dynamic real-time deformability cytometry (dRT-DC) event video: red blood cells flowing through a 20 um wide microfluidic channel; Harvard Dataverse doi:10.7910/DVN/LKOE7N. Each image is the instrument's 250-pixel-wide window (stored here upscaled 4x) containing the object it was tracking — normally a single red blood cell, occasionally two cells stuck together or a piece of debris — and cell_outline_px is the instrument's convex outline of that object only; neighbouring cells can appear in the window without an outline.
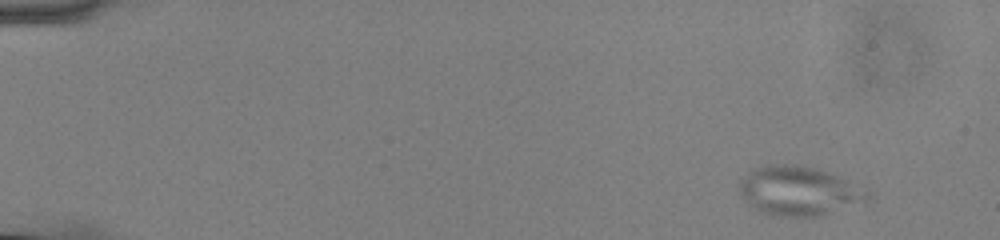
{"species": "common noctule bat (a hibernating species)", "species_latin": "Nyctalus noctula", "temperature_condition": "cold", "stored_images_in_passage": 52, "camera_frame_rate_fps": 3000, "um_per_image_px": 0.085, "animal": {"sex": "male", "body_mass_g": 13.0, "forearm_length_mm": 53.1}, "frame": {"image": 1, "passage_image": 1, "time_ms": 0.0, "image_size_px": [1000, 240], "cell_outline_px": [[876, 200], [820, 216], [780, 216], [760, 212], [748, 204], [740, 192], [740, 180], [748, 172], [768, 164], [796, 164], [824, 172], [836, 176], [872, 192], [876, 196]], "centroid_in_image_um": [67.99, 16.26], "position_along_channel_um": 17.0, "area_um2": 36.82}}
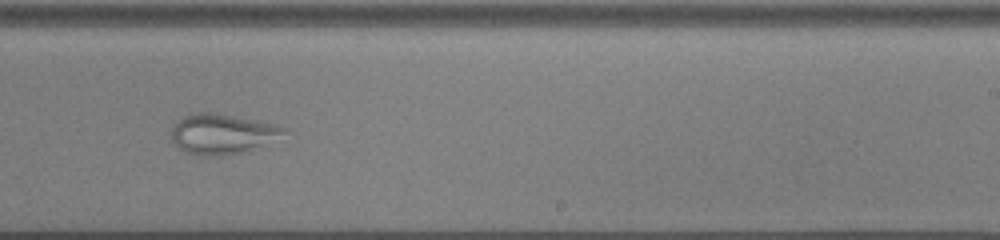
{"frame": {"image": 2, "passage_image": 32, "time_ms": 10.333, "image_size_px": [1000, 240], "cell_outline_px": [[292, 132], [248, 152], [220, 156], [204, 156], [188, 152], [180, 148], [172, 140], [172, 128], [176, 120], [192, 112], [212, 112], [260, 120], [288, 128]], "centroid_in_image_um": [18.96, 11.37], "position_along_channel_um": 270.0, "area_um2": 26.88}}
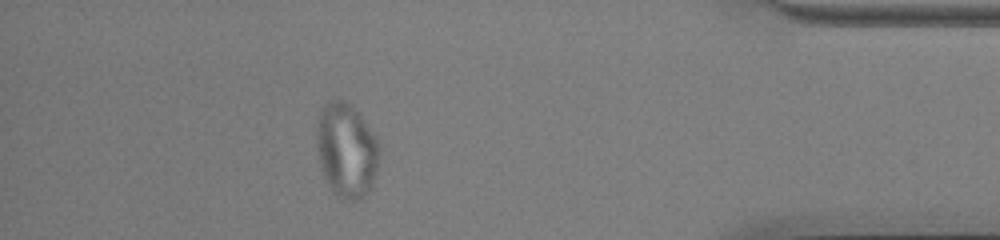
{"frame": {"image": 3, "passage_image": 46, "time_ms": 15.0, "image_size_px": [1000, 240], "cell_outline_px": [[380, 156], [376, 172], [372, 184], [368, 192], [360, 200], [344, 200], [336, 196], [332, 192], [320, 168], [316, 140], [316, 124], [320, 112], [324, 104], [328, 100], [344, 100], [352, 104], [376, 136], [380, 144]], "centroid_in_image_um": [29.45, 12.77], "position_along_channel_um": 405.8, "area_um2": 35.08}}